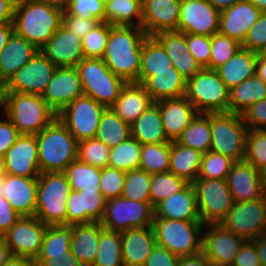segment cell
<instances>
[{
    "instance_id": "c3c4849f",
    "label": "cell",
    "mask_w": 266,
    "mask_h": 266,
    "mask_svg": "<svg viewBox=\"0 0 266 266\" xmlns=\"http://www.w3.org/2000/svg\"><path fill=\"white\" fill-rule=\"evenodd\" d=\"M151 174L134 169L125 174L121 197L139 202H150Z\"/></svg>"
},
{
    "instance_id": "b62a3aed",
    "label": "cell",
    "mask_w": 266,
    "mask_h": 266,
    "mask_svg": "<svg viewBox=\"0 0 266 266\" xmlns=\"http://www.w3.org/2000/svg\"><path fill=\"white\" fill-rule=\"evenodd\" d=\"M263 179H264V184L266 188V169L263 171Z\"/></svg>"
},
{
    "instance_id": "e7e4bbea",
    "label": "cell",
    "mask_w": 266,
    "mask_h": 266,
    "mask_svg": "<svg viewBox=\"0 0 266 266\" xmlns=\"http://www.w3.org/2000/svg\"><path fill=\"white\" fill-rule=\"evenodd\" d=\"M231 266H261L255 245L245 241Z\"/></svg>"
},
{
    "instance_id": "d6986e66",
    "label": "cell",
    "mask_w": 266,
    "mask_h": 266,
    "mask_svg": "<svg viewBox=\"0 0 266 266\" xmlns=\"http://www.w3.org/2000/svg\"><path fill=\"white\" fill-rule=\"evenodd\" d=\"M83 95L77 68L57 67L42 97L56 113H59L66 105Z\"/></svg>"
},
{
    "instance_id": "8992f818",
    "label": "cell",
    "mask_w": 266,
    "mask_h": 266,
    "mask_svg": "<svg viewBox=\"0 0 266 266\" xmlns=\"http://www.w3.org/2000/svg\"><path fill=\"white\" fill-rule=\"evenodd\" d=\"M204 226L202 221L164 218H154L152 224L157 245L165 247L178 257L202 252Z\"/></svg>"
},
{
    "instance_id": "deb4b68c",
    "label": "cell",
    "mask_w": 266,
    "mask_h": 266,
    "mask_svg": "<svg viewBox=\"0 0 266 266\" xmlns=\"http://www.w3.org/2000/svg\"><path fill=\"white\" fill-rule=\"evenodd\" d=\"M5 175L0 176V199L4 197Z\"/></svg>"
},
{
    "instance_id": "6da1fadb",
    "label": "cell",
    "mask_w": 266,
    "mask_h": 266,
    "mask_svg": "<svg viewBox=\"0 0 266 266\" xmlns=\"http://www.w3.org/2000/svg\"><path fill=\"white\" fill-rule=\"evenodd\" d=\"M146 37L142 27L109 24V37L102 59L125 83H139L142 47Z\"/></svg>"
},
{
    "instance_id": "11a10c76",
    "label": "cell",
    "mask_w": 266,
    "mask_h": 266,
    "mask_svg": "<svg viewBox=\"0 0 266 266\" xmlns=\"http://www.w3.org/2000/svg\"><path fill=\"white\" fill-rule=\"evenodd\" d=\"M125 174L126 172L109 166L101 169L100 191L107 200L121 197Z\"/></svg>"
},
{
    "instance_id": "83f0119b",
    "label": "cell",
    "mask_w": 266,
    "mask_h": 266,
    "mask_svg": "<svg viewBox=\"0 0 266 266\" xmlns=\"http://www.w3.org/2000/svg\"><path fill=\"white\" fill-rule=\"evenodd\" d=\"M171 58L172 65L188 80L202 68L189 52L186 34L180 31H162L153 36Z\"/></svg>"
},
{
    "instance_id": "db71d44e",
    "label": "cell",
    "mask_w": 266,
    "mask_h": 266,
    "mask_svg": "<svg viewBox=\"0 0 266 266\" xmlns=\"http://www.w3.org/2000/svg\"><path fill=\"white\" fill-rule=\"evenodd\" d=\"M109 37V23L101 22L88 32L82 39V47L85 58L102 59Z\"/></svg>"
},
{
    "instance_id": "f546056e",
    "label": "cell",
    "mask_w": 266,
    "mask_h": 266,
    "mask_svg": "<svg viewBox=\"0 0 266 266\" xmlns=\"http://www.w3.org/2000/svg\"><path fill=\"white\" fill-rule=\"evenodd\" d=\"M153 103V99L141 83L129 82L123 85L119 97L110 108L131 125Z\"/></svg>"
},
{
    "instance_id": "b9f144b4",
    "label": "cell",
    "mask_w": 266,
    "mask_h": 266,
    "mask_svg": "<svg viewBox=\"0 0 266 266\" xmlns=\"http://www.w3.org/2000/svg\"><path fill=\"white\" fill-rule=\"evenodd\" d=\"M64 173L73 191H100L101 168L77 159L67 166Z\"/></svg>"
},
{
    "instance_id": "94428289",
    "label": "cell",
    "mask_w": 266,
    "mask_h": 266,
    "mask_svg": "<svg viewBox=\"0 0 266 266\" xmlns=\"http://www.w3.org/2000/svg\"><path fill=\"white\" fill-rule=\"evenodd\" d=\"M242 117L248 129H266V98L251 105Z\"/></svg>"
},
{
    "instance_id": "34e18365",
    "label": "cell",
    "mask_w": 266,
    "mask_h": 266,
    "mask_svg": "<svg viewBox=\"0 0 266 266\" xmlns=\"http://www.w3.org/2000/svg\"><path fill=\"white\" fill-rule=\"evenodd\" d=\"M256 74L266 83V54L258 53Z\"/></svg>"
},
{
    "instance_id": "a7ac6f4b",
    "label": "cell",
    "mask_w": 266,
    "mask_h": 266,
    "mask_svg": "<svg viewBox=\"0 0 266 266\" xmlns=\"http://www.w3.org/2000/svg\"><path fill=\"white\" fill-rule=\"evenodd\" d=\"M178 266H213L203 252L192 256L180 257Z\"/></svg>"
},
{
    "instance_id": "680465c9",
    "label": "cell",
    "mask_w": 266,
    "mask_h": 266,
    "mask_svg": "<svg viewBox=\"0 0 266 266\" xmlns=\"http://www.w3.org/2000/svg\"><path fill=\"white\" fill-rule=\"evenodd\" d=\"M241 48L264 53L266 50V12L262 13L257 22L251 27Z\"/></svg>"
},
{
    "instance_id": "4316f807",
    "label": "cell",
    "mask_w": 266,
    "mask_h": 266,
    "mask_svg": "<svg viewBox=\"0 0 266 266\" xmlns=\"http://www.w3.org/2000/svg\"><path fill=\"white\" fill-rule=\"evenodd\" d=\"M38 177L5 174L4 197L21 216H35Z\"/></svg>"
},
{
    "instance_id": "30bf717a",
    "label": "cell",
    "mask_w": 266,
    "mask_h": 266,
    "mask_svg": "<svg viewBox=\"0 0 266 266\" xmlns=\"http://www.w3.org/2000/svg\"><path fill=\"white\" fill-rule=\"evenodd\" d=\"M154 207L151 202H139L123 197L108 199L100 224L104 229L122 232L130 228L151 226Z\"/></svg>"
},
{
    "instance_id": "44dd1931",
    "label": "cell",
    "mask_w": 266,
    "mask_h": 266,
    "mask_svg": "<svg viewBox=\"0 0 266 266\" xmlns=\"http://www.w3.org/2000/svg\"><path fill=\"white\" fill-rule=\"evenodd\" d=\"M6 174L22 177H39L36 135L20 134L5 154Z\"/></svg>"
},
{
    "instance_id": "9a60e30c",
    "label": "cell",
    "mask_w": 266,
    "mask_h": 266,
    "mask_svg": "<svg viewBox=\"0 0 266 266\" xmlns=\"http://www.w3.org/2000/svg\"><path fill=\"white\" fill-rule=\"evenodd\" d=\"M47 225L35 216H21L2 236L13 256L35 260L38 256Z\"/></svg>"
},
{
    "instance_id": "91938a15",
    "label": "cell",
    "mask_w": 266,
    "mask_h": 266,
    "mask_svg": "<svg viewBox=\"0 0 266 266\" xmlns=\"http://www.w3.org/2000/svg\"><path fill=\"white\" fill-rule=\"evenodd\" d=\"M101 23L100 20L94 17L78 18L69 15L66 11L62 16V25L70 32L80 37L81 39Z\"/></svg>"
},
{
    "instance_id": "ffe728a7",
    "label": "cell",
    "mask_w": 266,
    "mask_h": 266,
    "mask_svg": "<svg viewBox=\"0 0 266 266\" xmlns=\"http://www.w3.org/2000/svg\"><path fill=\"white\" fill-rule=\"evenodd\" d=\"M181 0H142L141 27L147 36L177 31Z\"/></svg>"
},
{
    "instance_id": "f907efd6",
    "label": "cell",
    "mask_w": 266,
    "mask_h": 266,
    "mask_svg": "<svg viewBox=\"0 0 266 266\" xmlns=\"http://www.w3.org/2000/svg\"><path fill=\"white\" fill-rule=\"evenodd\" d=\"M110 148L96 138L78 142V160L98 168L109 166Z\"/></svg>"
},
{
    "instance_id": "2e32d148",
    "label": "cell",
    "mask_w": 266,
    "mask_h": 266,
    "mask_svg": "<svg viewBox=\"0 0 266 266\" xmlns=\"http://www.w3.org/2000/svg\"><path fill=\"white\" fill-rule=\"evenodd\" d=\"M220 14L207 0H181L177 31L212 36L219 31Z\"/></svg>"
},
{
    "instance_id": "09005b40",
    "label": "cell",
    "mask_w": 266,
    "mask_h": 266,
    "mask_svg": "<svg viewBox=\"0 0 266 266\" xmlns=\"http://www.w3.org/2000/svg\"><path fill=\"white\" fill-rule=\"evenodd\" d=\"M262 13L266 12V0H248Z\"/></svg>"
},
{
    "instance_id": "9c48e42d",
    "label": "cell",
    "mask_w": 266,
    "mask_h": 266,
    "mask_svg": "<svg viewBox=\"0 0 266 266\" xmlns=\"http://www.w3.org/2000/svg\"><path fill=\"white\" fill-rule=\"evenodd\" d=\"M212 141L210 151L235 161H243L248 127L242 114L211 113Z\"/></svg>"
},
{
    "instance_id": "7402d4cb",
    "label": "cell",
    "mask_w": 266,
    "mask_h": 266,
    "mask_svg": "<svg viewBox=\"0 0 266 266\" xmlns=\"http://www.w3.org/2000/svg\"><path fill=\"white\" fill-rule=\"evenodd\" d=\"M40 51L57 67H76L84 59L82 39L63 25Z\"/></svg>"
},
{
    "instance_id": "cb8c5ba5",
    "label": "cell",
    "mask_w": 266,
    "mask_h": 266,
    "mask_svg": "<svg viewBox=\"0 0 266 266\" xmlns=\"http://www.w3.org/2000/svg\"><path fill=\"white\" fill-rule=\"evenodd\" d=\"M261 14L250 1H239L221 12L218 32L242 44Z\"/></svg>"
},
{
    "instance_id": "979ff035",
    "label": "cell",
    "mask_w": 266,
    "mask_h": 266,
    "mask_svg": "<svg viewBox=\"0 0 266 266\" xmlns=\"http://www.w3.org/2000/svg\"><path fill=\"white\" fill-rule=\"evenodd\" d=\"M6 174L5 156L0 155V176Z\"/></svg>"
},
{
    "instance_id": "7c38bea8",
    "label": "cell",
    "mask_w": 266,
    "mask_h": 266,
    "mask_svg": "<svg viewBox=\"0 0 266 266\" xmlns=\"http://www.w3.org/2000/svg\"><path fill=\"white\" fill-rule=\"evenodd\" d=\"M245 241L266 233V194L257 200L235 202L218 223Z\"/></svg>"
},
{
    "instance_id": "816d5d0a",
    "label": "cell",
    "mask_w": 266,
    "mask_h": 266,
    "mask_svg": "<svg viewBox=\"0 0 266 266\" xmlns=\"http://www.w3.org/2000/svg\"><path fill=\"white\" fill-rule=\"evenodd\" d=\"M235 162L232 158L208 151L202 155L199 178L226 179Z\"/></svg>"
},
{
    "instance_id": "8d00e7d4",
    "label": "cell",
    "mask_w": 266,
    "mask_h": 266,
    "mask_svg": "<svg viewBox=\"0 0 266 266\" xmlns=\"http://www.w3.org/2000/svg\"><path fill=\"white\" fill-rule=\"evenodd\" d=\"M266 98V83L256 74L229 91V112L242 114Z\"/></svg>"
},
{
    "instance_id": "b9fcfbb0",
    "label": "cell",
    "mask_w": 266,
    "mask_h": 266,
    "mask_svg": "<svg viewBox=\"0 0 266 266\" xmlns=\"http://www.w3.org/2000/svg\"><path fill=\"white\" fill-rule=\"evenodd\" d=\"M44 3H47L49 6L59 9L63 12L67 10L69 7L70 1L71 0H40Z\"/></svg>"
},
{
    "instance_id": "753ad0ef",
    "label": "cell",
    "mask_w": 266,
    "mask_h": 266,
    "mask_svg": "<svg viewBox=\"0 0 266 266\" xmlns=\"http://www.w3.org/2000/svg\"><path fill=\"white\" fill-rule=\"evenodd\" d=\"M3 266H37V265L32 259L12 255Z\"/></svg>"
},
{
    "instance_id": "484cf974",
    "label": "cell",
    "mask_w": 266,
    "mask_h": 266,
    "mask_svg": "<svg viewBox=\"0 0 266 266\" xmlns=\"http://www.w3.org/2000/svg\"><path fill=\"white\" fill-rule=\"evenodd\" d=\"M124 266H144L156 246L152 225L120 232Z\"/></svg>"
},
{
    "instance_id": "52a82bcc",
    "label": "cell",
    "mask_w": 266,
    "mask_h": 266,
    "mask_svg": "<svg viewBox=\"0 0 266 266\" xmlns=\"http://www.w3.org/2000/svg\"><path fill=\"white\" fill-rule=\"evenodd\" d=\"M229 91L216 70L203 68L187 80L185 96L198 113H226Z\"/></svg>"
},
{
    "instance_id": "f35d334b",
    "label": "cell",
    "mask_w": 266,
    "mask_h": 266,
    "mask_svg": "<svg viewBox=\"0 0 266 266\" xmlns=\"http://www.w3.org/2000/svg\"><path fill=\"white\" fill-rule=\"evenodd\" d=\"M171 66V58L163 46L153 36H147L142 47L139 83L154 75L155 71L171 70Z\"/></svg>"
},
{
    "instance_id": "5b68a950",
    "label": "cell",
    "mask_w": 266,
    "mask_h": 266,
    "mask_svg": "<svg viewBox=\"0 0 266 266\" xmlns=\"http://www.w3.org/2000/svg\"><path fill=\"white\" fill-rule=\"evenodd\" d=\"M72 188L64 172L38 177L35 217L47 226L67 225V198Z\"/></svg>"
},
{
    "instance_id": "d4e9b609",
    "label": "cell",
    "mask_w": 266,
    "mask_h": 266,
    "mask_svg": "<svg viewBox=\"0 0 266 266\" xmlns=\"http://www.w3.org/2000/svg\"><path fill=\"white\" fill-rule=\"evenodd\" d=\"M155 103L159 106L165 135L170 142L176 141L198 114L186 96Z\"/></svg>"
},
{
    "instance_id": "7bdbcfd3",
    "label": "cell",
    "mask_w": 266,
    "mask_h": 266,
    "mask_svg": "<svg viewBox=\"0 0 266 266\" xmlns=\"http://www.w3.org/2000/svg\"><path fill=\"white\" fill-rule=\"evenodd\" d=\"M72 225L47 226L40 252L36 258L65 256L70 250Z\"/></svg>"
},
{
    "instance_id": "4dcf8cb0",
    "label": "cell",
    "mask_w": 266,
    "mask_h": 266,
    "mask_svg": "<svg viewBox=\"0 0 266 266\" xmlns=\"http://www.w3.org/2000/svg\"><path fill=\"white\" fill-rule=\"evenodd\" d=\"M37 51L27 39L13 32L0 53V85L3 86Z\"/></svg>"
},
{
    "instance_id": "bcb514c9",
    "label": "cell",
    "mask_w": 266,
    "mask_h": 266,
    "mask_svg": "<svg viewBox=\"0 0 266 266\" xmlns=\"http://www.w3.org/2000/svg\"><path fill=\"white\" fill-rule=\"evenodd\" d=\"M171 142L142 145L139 169L149 174L169 172Z\"/></svg>"
},
{
    "instance_id": "ee69618b",
    "label": "cell",
    "mask_w": 266,
    "mask_h": 266,
    "mask_svg": "<svg viewBox=\"0 0 266 266\" xmlns=\"http://www.w3.org/2000/svg\"><path fill=\"white\" fill-rule=\"evenodd\" d=\"M91 266H124L120 232L104 229L101 225L99 246Z\"/></svg>"
},
{
    "instance_id": "3957f363",
    "label": "cell",
    "mask_w": 266,
    "mask_h": 266,
    "mask_svg": "<svg viewBox=\"0 0 266 266\" xmlns=\"http://www.w3.org/2000/svg\"><path fill=\"white\" fill-rule=\"evenodd\" d=\"M36 139L40 174L65 172L78 158V141L58 117L36 134Z\"/></svg>"
},
{
    "instance_id": "277c9868",
    "label": "cell",
    "mask_w": 266,
    "mask_h": 266,
    "mask_svg": "<svg viewBox=\"0 0 266 266\" xmlns=\"http://www.w3.org/2000/svg\"><path fill=\"white\" fill-rule=\"evenodd\" d=\"M2 109L20 134L36 135L57 117L42 95L29 93H2Z\"/></svg>"
},
{
    "instance_id": "6f0895ef",
    "label": "cell",
    "mask_w": 266,
    "mask_h": 266,
    "mask_svg": "<svg viewBox=\"0 0 266 266\" xmlns=\"http://www.w3.org/2000/svg\"><path fill=\"white\" fill-rule=\"evenodd\" d=\"M187 48L200 67L209 69L211 36L186 34Z\"/></svg>"
},
{
    "instance_id": "be15d7a7",
    "label": "cell",
    "mask_w": 266,
    "mask_h": 266,
    "mask_svg": "<svg viewBox=\"0 0 266 266\" xmlns=\"http://www.w3.org/2000/svg\"><path fill=\"white\" fill-rule=\"evenodd\" d=\"M179 258L165 247L156 244L144 266H178Z\"/></svg>"
},
{
    "instance_id": "89a4df30",
    "label": "cell",
    "mask_w": 266,
    "mask_h": 266,
    "mask_svg": "<svg viewBox=\"0 0 266 266\" xmlns=\"http://www.w3.org/2000/svg\"><path fill=\"white\" fill-rule=\"evenodd\" d=\"M15 0H0V23H12Z\"/></svg>"
},
{
    "instance_id": "6125c7cd",
    "label": "cell",
    "mask_w": 266,
    "mask_h": 266,
    "mask_svg": "<svg viewBox=\"0 0 266 266\" xmlns=\"http://www.w3.org/2000/svg\"><path fill=\"white\" fill-rule=\"evenodd\" d=\"M20 136L17 128L12 124L11 120L6 116L0 120V155L5 156L6 152L14 145Z\"/></svg>"
},
{
    "instance_id": "f1b7e54d",
    "label": "cell",
    "mask_w": 266,
    "mask_h": 266,
    "mask_svg": "<svg viewBox=\"0 0 266 266\" xmlns=\"http://www.w3.org/2000/svg\"><path fill=\"white\" fill-rule=\"evenodd\" d=\"M154 218L201 221L192 183L154 206Z\"/></svg>"
},
{
    "instance_id": "9f6ffc18",
    "label": "cell",
    "mask_w": 266,
    "mask_h": 266,
    "mask_svg": "<svg viewBox=\"0 0 266 266\" xmlns=\"http://www.w3.org/2000/svg\"><path fill=\"white\" fill-rule=\"evenodd\" d=\"M104 0H71L66 12L78 18L94 17L104 22Z\"/></svg>"
},
{
    "instance_id": "836d02e7",
    "label": "cell",
    "mask_w": 266,
    "mask_h": 266,
    "mask_svg": "<svg viewBox=\"0 0 266 266\" xmlns=\"http://www.w3.org/2000/svg\"><path fill=\"white\" fill-rule=\"evenodd\" d=\"M258 53L240 48L226 63L216 69L220 79L231 90L256 75Z\"/></svg>"
},
{
    "instance_id": "f6af8a7d",
    "label": "cell",
    "mask_w": 266,
    "mask_h": 266,
    "mask_svg": "<svg viewBox=\"0 0 266 266\" xmlns=\"http://www.w3.org/2000/svg\"><path fill=\"white\" fill-rule=\"evenodd\" d=\"M142 144L133 137L110 148L109 167L129 172L139 169Z\"/></svg>"
},
{
    "instance_id": "8fae6325",
    "label": "cell",
    "mask_w": 266,
    "mask_h": 266,
    "mask_svg": "<svg viewBox=\"0 0 266 266\" xmlns=\"http://www.w3.org/2000/svg\"><path fill=\"white\" fill-rule=\"evenodd\" d=\"M198 213L204 224L219 223L232 209L234 199L226 179L197 178L192 182Z\"/></svg>"
},
{
    "instance_id": "681fc988",
    "label": "cell",
    "mask_w": 266,
    "mask_h": 266,
    "mask_svg": "<svg viewBox=\"0 0 266 266\" xmlns=\"http://www.w3.org/2000/svg\"><path fill=\"white\" fill-rule=\"evenodd\" d=\"M244 161L262 172L266 169V129H248Z\"/></svg>"
},
{
    "instance_id": "f5cc1de1",
    "label": "cell",
    "mask_w": 266,
    "mask_h": 266,
    "mask_svg": "<svg viewBox=\"0 0 266 266\" xmlns=\"http://www.w3.org/2000/svg\"><path fill=\"white\" fill-rule=\"evenodd\" d=\"M241 48V44L219 32L211 36V55L209 69L216 70L226 63Z\"/></svg>"
},
{
    "instance_id": "5bb4252c",
    "label": "cell",
    "mask_w": 266,
    "mask_h": 266,
    "mask_svg": "<svg viewBox=\"0 0 266 266\" xmlns=\"http://www.w3.org/2000/svg\"><path fill=\"white\" fill-rule=\"evenodd\" d=\"M57 66L40 50L2 86V93L42 95Z\"/></svg>"
},
{
    "instance_id": "ac0fdd59",
    "label": "cell",
    "mask_w": 266,
    "mask_h": 266,
    "mask_svg": "<svg viewBox=\"0 0 266 266\" xmlns=\"http://www.w3.org/2000/svg\"><path fill=\"white\" fill-rule=\"evenodd\" d=\"M234 202L253 201L266 194L263 172L246 161H236L226 177Z\"/></svg>"
},
{
    "instance_id": "4fadbf2b",
    "label": "cell",
    "mask_w": 266,
    "mask_h": 266,
    "mask_svg": "<svg viewBox=\"0 0 266 266\" xmlns=\"http://www.w3.org/2000/svg\"><path fill=\"white\" fill-rule=\"evenodd\" d=\"M106 107L88 96L76 98L66 105L57 117L74 138L80 142L95 138L101 116Z\"/></svg>"
},
{
    "instance_id": "1f68e13d",
    "label": "cell",
    "mask_w": 266,
    "mask_h": 266,
    "mask_svg": "<svg viewBox=\"0 0 266 266\" xmlns=\"http://www.w3.org/2000/svg\"><path fill=\"white\" fill-rule=\"evenodd\" d=\"M186 83L187 80L171 66V70L155 71L154 75L147 77L141 84L153 101L158 102L185 96Z\"/></svg>"
},
{
    "instance_id": "ba28073f",
    "label": "cell",
    "mask_w": 266,
    "mask_h": 266,
    "mask_svg": "<svg viewBox=\"0 0 266 266\" xmlns=\"http://www.w3.org/2000/svg\"><path fill=\"white\" fill-rule=\"evenodd\" d=\"M85 96L110 108L119 97L125 82L100 58H84L76 65Z\"/></svg>"
},
{
    "instance_id": "7dc6e473",
    "label": "cell",
    "mask_w": 266,
    "mask_h": 266,
    "mask_svg": "<svg viewBox=\"0 0 266 266\" xmlns=\"http://www.w3.org/2000/svg\"><path fill=\"white\" fill-rule=\"evenodd\" d=\"M187 184L185 179L171 172L152 174L150 180L151 205L154 207L160 201L182 190Z\"/></svg>"
},
{
    "instance_id": "e575fe53",
    "label": "cell",
    "mask_w": 266,
    "mask_h": 266,
    "mask_svg": "<svg viewBox=\"0 0 266 266\" xmlns=\"http://www.w3.org/2000/svg\"><path fill=\"white\" fill-rule=\"evenodd\" d=\"M131 137L142 145L170 142L162 123L159 106L154 102L132 124Z\"/></svg>"
},
{
    "instance_id": "2644e50d",
    "label": "cell",
    "mask_w": 266,
    "mask_h": 266,
    "mask_svg": "<svg viewBox=\"0 0 266 266\" xmlns=\"http://www.w3.org/2000/svg\"><path fill=\"white\" fill-rule=\"evenodd\" d=\"M257 250L261 266H266V233L251 241Z\"/></svg>"
},
{
    "instance_id": "11e5206c",
    "label": "cell",
    "mask_w": 266,
    "mask_h": 266,
    "mask_svg": "<svg viewBox=\"0 0 266 266\" xmlns=\"http://www.w3.org/2000/svg\"><path fill=\"white\" fill-rule=\"evenodd\" d=\"M211 3L219 12H222L225 9L232 7L239 1L242 0H207Z\"/></svg>"
},
{
    "instance_id": "8c879c8a",
    "label": "cell",
    "mask_w": 266,
    "mask_h": 266,
    "mask_svg": "<svg viewBox=\"0 0 266 266\" xmlns=\"http://www.w3.org/2000/svg\"><path fill=\"white\" fill-rule=\"evenodd\" d=\"M12 23H0V53L13 33Z\"/></svg>"
},
{
    "instance_id": "e0dca14e",
    "label": "cell",
    "mask_w": 266,
    "mask_h": 266,
    "mask_svg": "<svg viewBox=\"0 0 266 266\" xmlns=\"http://www.w3.org/2000/svg\"><path fill=\"white\" fill-rule=\"evenodd\" d=\"M202 252L213 266H231L244 239L218 223L205 224ZM208 227V228H207Z\"/></svg>"
},
{
    "instance_id": "7a4b0ae2",
    "label": "cell",
    "mask_w": 266,
    "mask_h": 266,
    "mask_svg": "<svg viewBox=\"0 0 266 266\" xmlns=\"http://www.w3.org/2000/svg\"><path fill=\"white\" fill-rule=\"evenodd\" d=\"M63 13L40 0H17L13 31L40 50L61 27Z\"/></svg>"
},
{
    "instance_id": "60d3db41",
    "label": "cell",
    "mask_w": 266,
    "mask_h": 266,
    "mask_svg": "<svg viewBox=\"0 0 266 266\" xmlns=\"http://www.w3.org/2000/svg\"><path fill=\"white\" fill-rule=\"evenodd\" d=\"M104 22L110 25L141 27L142 0H113L105 1ZM136 19V23L132 20Z\"/></svg>"
},
{
    "instance_id": "603a6c76",
    "label": "cell",
    "mask_w": 266,
    "mask_h": 266,
    "mask_svg": "<svg viewBox=\"0 0 266 266\" xmlns=\"http://www.w3.org/2000/svg\"><path fill=\"white\" fill-rule=\"evenodd\" d=\"M107 199L101 191H71L67 198V225L100 222Z\"/></svg>"
},
{
    "instance_id": "67dfc351",
    "label": "cell",
    "mask_w": 266,
    "mask_h": 266,
    "mask_svg": "<svg viewBox=\"0 0 266 266\" xmlns=\"http://www.w3.org/2000/svg\"><path fill=\"white\" fill-rule=\"evenodd\" d=\"M2 86L0 85V112L2 111Z\"/></svg>"
},
{
    "instance_id": "74e56055",
    "label": "cell",
    "mask_w": 266,
    "mask_h": 266,
    "mask_svg": "<svg viewBox=\"0 0 266 266\" xmlns=\"http://www.w3.org/2000/svg\"><path fill=\"white\" fill-rule=\"evenodd\" d=\"M179 144L206 153L211 149V113H198L176 140Z\"/></svg>"
},
{
    "instance_id": "2a66077c",
    "label": "cell",
    "mask_w": 266,
    "mask_h": 266,
    "mask_svg": "<svg viewBox=\"0 0 266 266\" xmlns=\"http://www.w3.org/2000/svg\"><path fill=\"white\" fill-rule=\"evenodd\" d=\"M12 256L10 248L6 245L3 238L0 239V266H3Z\"/></svg>"
},
{
    "instance_id": "ab89813d",
    "label": "cell",
    "mask_w": 266,
    "mask_h": 266,
    "mask_svg": "<svg viewBox=\"0 0 266 266\" xmlns=\"http://www.w3.org/2000/svg\"><path fill=\"white\" fill-rule=\"evenodd\" d=\"M131 125L123 121L111 108H106L101 116L95 138L109 148L127 140L131 136Z\"/></svg>"
},
{
    "instance_id": "03108f58",
    "label": "cell",
    "mask_w": 266,
    "mask_h": 266,
    "mask_svg": "<svg viewBox=\"0 0 266 266\" xmlns=\"http://www.w3.org/2000/svg\"><path fill=\"white\" fill-rule=\"evenodd\" d=\"M21 217L5 198L0 199V236H3Z\"/></svg>"
},
{
    "instance_id": "003e7915",
    "label": "cell",
    "mask_w": 266,
    "mask_h": 266,
    "mask_svg": "<svg viewBox=\"0 0 266 266\" xmlns=\"http://www.w3.org/2000/svg\"><path fill=\"white\" fill-rule=\"evenodd\" d=\"M34 262L37 266H84L71 250L62 257L36 258Z\"/></svg>"
},
{
    "instance_id": "d6a6232c",
    "label": "cell",
    "mask_w": 266,
    "mask_h": 266,
    "mask_svg": "<svg viewBox=\"0 0 266 266\" xmlns=\"http://www.w3.org/2000/svg\"><path fill=\"white\" fill-rule=\"evenodd\" d=\"M100 233V222L72 225L70 250L84 266H91L94 263L99 246Z\"/></svg>"
},
{
    "instance_id": "d590c367",
    "label": "cell",
    "mask_w": 266,
    "mask_h": 266,
    "mask_svg": "<svg viewBox=\"0 0 266 266\" xmlns=\"http://www.w3.org/2000/svg\"><path fill=\"white\" fill-rule=\"evenodd\" d=\"M202 155L198 150L171 142L169 172L192 183L199 177Z\"/></svg>"
}]
</instances>
